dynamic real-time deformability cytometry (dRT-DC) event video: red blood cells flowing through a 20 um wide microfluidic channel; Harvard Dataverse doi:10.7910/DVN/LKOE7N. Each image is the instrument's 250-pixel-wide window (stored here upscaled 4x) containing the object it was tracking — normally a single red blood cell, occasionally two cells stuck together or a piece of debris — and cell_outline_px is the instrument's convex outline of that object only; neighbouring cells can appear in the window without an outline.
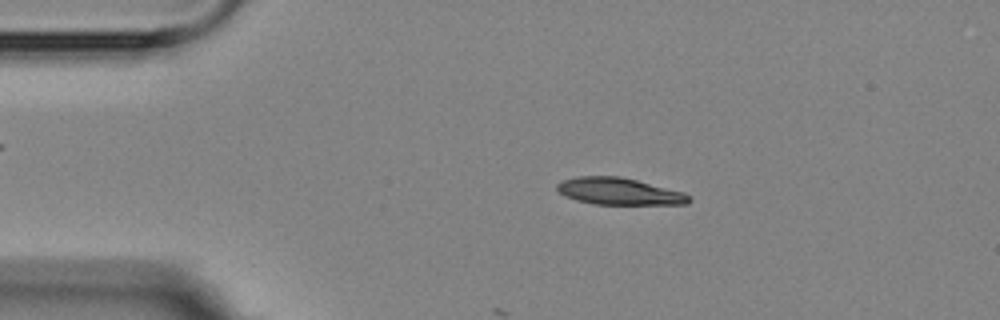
{"species": "Egyptian fruit bat (a non-hibernating species)", "species_latin": "Rousettus aegyptiacus", "temperature_condition": "room temperature", "stored_images_in_passage": 9, "camera_frame_rate_fps": 3000, "um_per_image_px": 0.085, "animal": {"sex": "female"}, "frame": {"image": 1, "passage_image": 2, "time_ms": 1.333, "image_size_px": [1000, 320], "cell_outline_px": [[692, 200], [688, 204], [596, 204], [576, 200], [564, 196], [556, 188], [556, 184], [564, 180], [576, 176], [620, 176], [684, 192], [692, 196]], "centroid_in_image_um": [52.64, 16.26], "position_along_channel_um": 32.4, "area_um2": 20.69}}
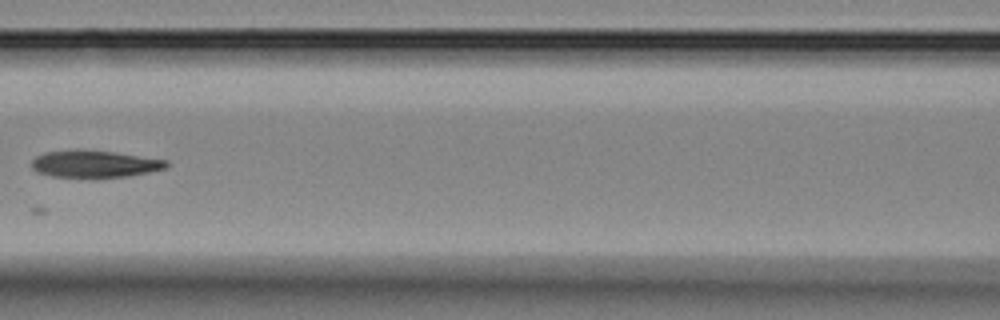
{"frame": {"image": 2, "passage_image": 6, "time_ms": 6.0, "image_size_px": [1000, 320], "cell_outline_px": [[168, 168], [128, 176], [100, 180], [52, 176], [36, 172], [32, 168], [32, 160], [36, 156], [44, 152], [112, 152], [168, 160]], "centroid_in_image_um": [8.07, 14.01], "position_along_channel_um": 158.5, "area_um2": 21.21}}
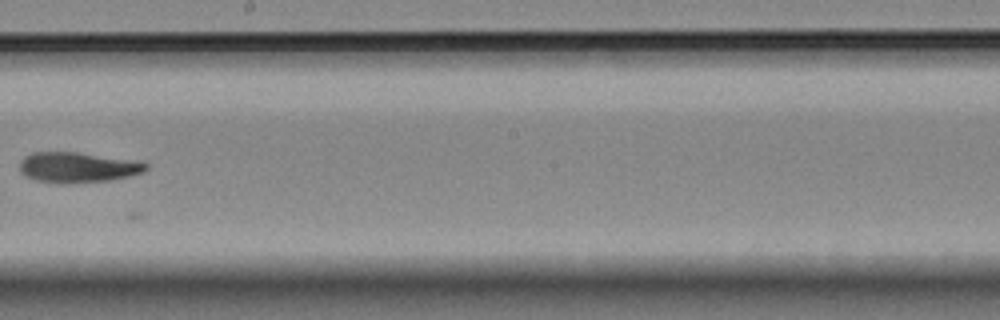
{"frame": {"image": 3, "passage_image": 8, "time_ms": 8.333, "image_size_px": [1000, 320], "cell_outline_px": [[148, 168], [144, 172], [112, 180], [36, 180], [24, 176], [20, 172], [20, 160], [24, 156], [32, 152], [76, 152], [144, 160], [148, 164]], "centroid_in_image_um": [6.68, 14.15], "position_along_channel_um": 241.5, "area_um2": 21.79}}